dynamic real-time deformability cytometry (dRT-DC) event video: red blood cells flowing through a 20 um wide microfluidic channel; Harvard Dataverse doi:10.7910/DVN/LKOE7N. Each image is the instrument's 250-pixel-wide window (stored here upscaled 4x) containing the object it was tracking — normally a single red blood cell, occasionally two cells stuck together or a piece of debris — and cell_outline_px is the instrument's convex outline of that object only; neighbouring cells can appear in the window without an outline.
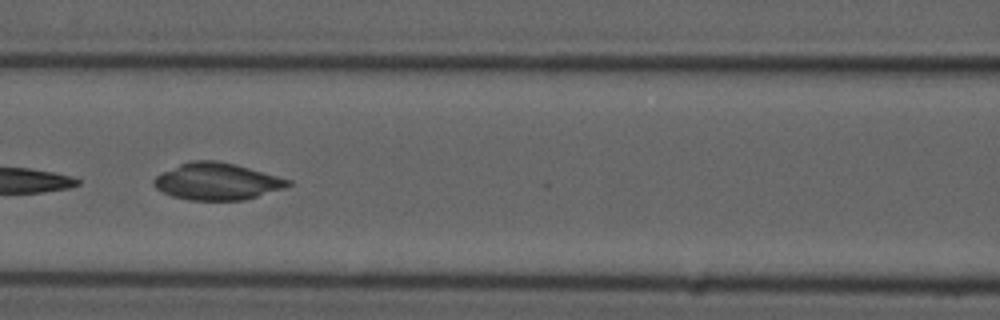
{"species": "common noctule bat (a hibernating species)", "species_latin": "Nyctalus noctula", "temperature_condition": "cold", "stored_images_in_passage": 8, "camera_frame_rate_fps": 3000, "um_per_image_px": 0.085, "animal": {"sex": "male", "forearm_length_mm": 52.5}, "frame": {"image": 1, "passage_image": 7, "time_ms": 7.667, "image_size_px": [1000, 320], "cell_outline_px": [[292, 184], [288, 188], [244, 200], [192, 200], [172, 196], [156, 188], [152, 184], [152, 180], [156, 176], [180, 164], [192, 160], [216, 160], [236, 164], [292, 180]], "centroid_in_image_um": [18.5, 15.42], "position_along_channel_um": 148.1, "area_um2": 28.96}}
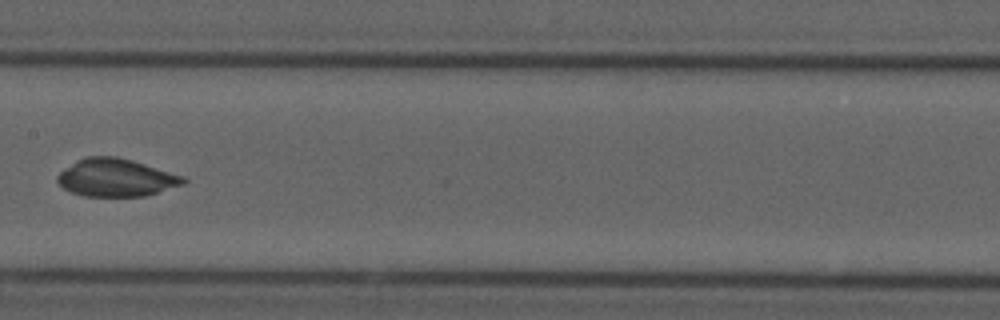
{"frame": {"image": 2, "passage_image": 8, "time_ms": 9.0, "image_size_px": [1000, 320], "cell_outline_px": [[188, 180], [184, 184], [144, 196], [84, 196], [72, 192], [64, 188], [56, 180], [56, 176], [64, 168], [76, 160], [88, 156], [116, 156], [132, 160], [184, 176]], "centroid_in_image_um": [9.85, 15.09], "position_along_channel_um": 197.5, "area_um2": 27.63}}